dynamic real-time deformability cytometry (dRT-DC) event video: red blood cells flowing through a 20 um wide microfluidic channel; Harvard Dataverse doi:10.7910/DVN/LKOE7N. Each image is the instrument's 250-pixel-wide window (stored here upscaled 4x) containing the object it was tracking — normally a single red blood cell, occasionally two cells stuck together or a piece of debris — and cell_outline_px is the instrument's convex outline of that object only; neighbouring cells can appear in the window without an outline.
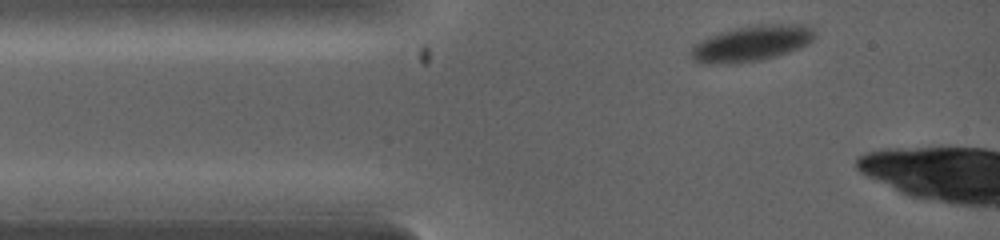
{"species": "common noctule bat (a hibernating species)", "species_latin": "Nyctalus noctula", "temperature_condition": "warm", "stored_images_in_passage": 4, "camera_frame_rate_fps": 5000, "um_per_image_px": 0.085, "animal": {"sex": "female", "body_mass_g": 19.0, "forearm_length_mm": 53.3}, "frame": {"image": 1, "passage_image": 1, "time_ms": 0.0, "image_size_px": [1000, 240], "cell_outline_px": [[816, 36], [808, 44], [800, 48], [776, 56], [760, 60], [736, 64], [704, 64], [692, 60], [688, 56], [688, 52], [700, 40], [708, 36], [720, 32], [736, 28], [756, 24], [804, 24], [812, 28], [816, 32]], "centroid_in_image_um": [63.85, 3.7], "position_along_channel_um": 21.1, "area_um2": 26.24}}